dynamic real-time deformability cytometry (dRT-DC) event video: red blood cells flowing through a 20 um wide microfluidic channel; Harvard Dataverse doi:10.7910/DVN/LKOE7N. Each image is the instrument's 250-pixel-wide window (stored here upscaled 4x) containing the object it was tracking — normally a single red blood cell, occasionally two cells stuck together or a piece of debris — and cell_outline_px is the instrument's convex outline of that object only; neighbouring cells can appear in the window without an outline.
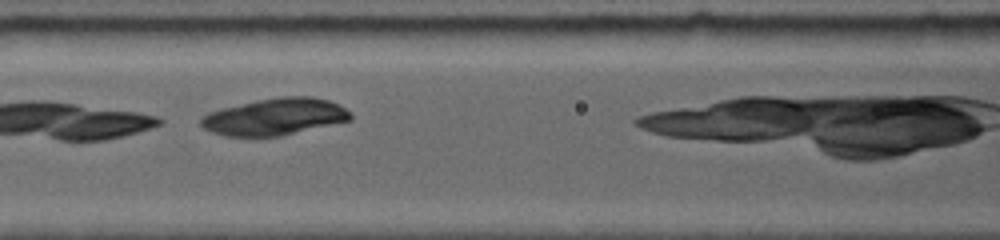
{"species": "common noctule bat (a hibernating species)", "species_latin": "Nyctalus noctula", "temperature_condition": "room temperature", "stored_images_in_passage": 16, "camera_frame_rate_fps": 5000, "um_per_image_px": 0.085, "animal": {"sex": "female", "body_mass_g": 19.0, "forearm_length_mm": 56.7}, "frame": {"image": 1, "passage_image": 5, "time_ms": 2.8, "image_size_px": [1000, 240], "cell_outline_px": [[352, 120], [280, 136], [228, 136], [204, 128], [200, 124], [200, 120], [208, 112], [256, 100], [280, 96], [312, 96], [328, 100], [340, 104], [352, 112]], "centroid_in_image_um": [23.44, 9.91], "position_along_channel_um": 143.2, "area_um2": 32.02}}
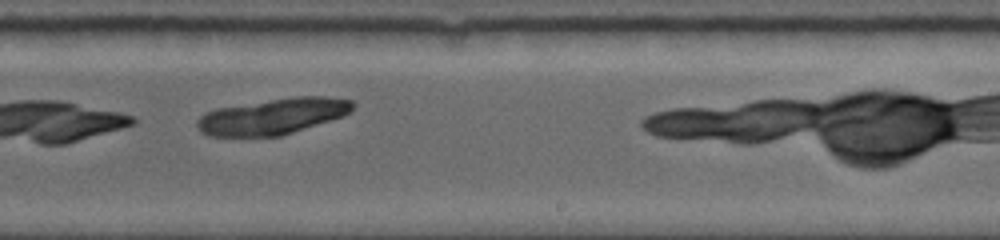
{"frame": {"image": 2, "passage_image": 10, "time_ms": 6.0, "image_size_px": [1000, 240], "cell_outline_px": [[356, 104], [352, 112], [280, 136], [208, 136], [200, 132], [196, 128], [196, 120], [200, 116], [208, 112], [220, 108], [296, 96], [324, 96], [352, 100]], "centroid_in_image_um": [23.18, 9.89], "position_along_channel_um": 265.8, "area_um2": 32.14}}